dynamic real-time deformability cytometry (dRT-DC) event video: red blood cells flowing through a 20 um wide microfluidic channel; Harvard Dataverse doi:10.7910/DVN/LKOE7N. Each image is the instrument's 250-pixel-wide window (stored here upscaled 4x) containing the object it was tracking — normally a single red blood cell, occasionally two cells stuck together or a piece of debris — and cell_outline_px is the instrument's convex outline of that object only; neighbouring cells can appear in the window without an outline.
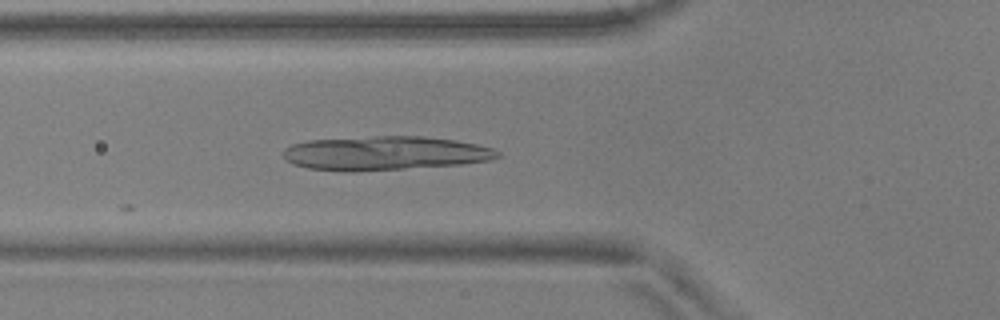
{"species": "common noctule bat (a hibernating species)", "species_latin": "Nyctalus noctula", "temperature_condition": "warm", "stored_images_in_passage": 28, "camera_frame_rate_fps": 3000, "um_per_image_px": 0.085, "animal": {"sex": "male", "body_mass_g": 17.9, "forearm_length_mm": 54.2}, "frame": {"image": 1, "passage_image": 4, "time_ms": 1.0, "image_size_px": [1000, 320], "cell_outline_px": [[500, 156], [492, 160], [460, 164], [356, 172], [344, 172], [308, 168], [292, 164], [280, 152], [284, 148], [292, 144], [308, 140], [376, 136], [424, 136], [456, 140], [476, 144], [492, 148], [500, 152]], "centroid_in_image_um": [32.69, 13.02], "position_along_channel_um": 93.1, "area_um2": 42.71}}
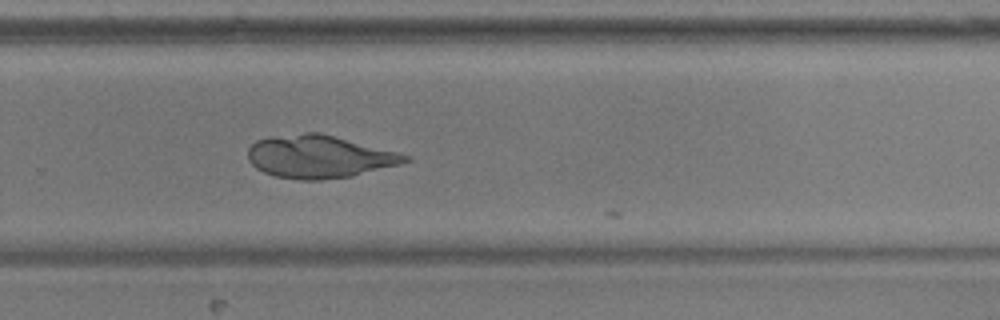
{"frame": {"image": 2, "passage_image": 21, "time_ms": 6.667, "image_size_px": [1000, 320], "cell_outline_px": [[412, 160], [400, 164], [352, 176], [320, 180], [300, 180], [276, 176], [264, 172], [256, 168], [248, 160], [248, 148], [256, 140], [304, 132], [320, 132], [412, 156]], "centroid_in_image_um": [27.15, 13.32], "position_along_channel_um": 302.7, "area_um2": 38.96}}
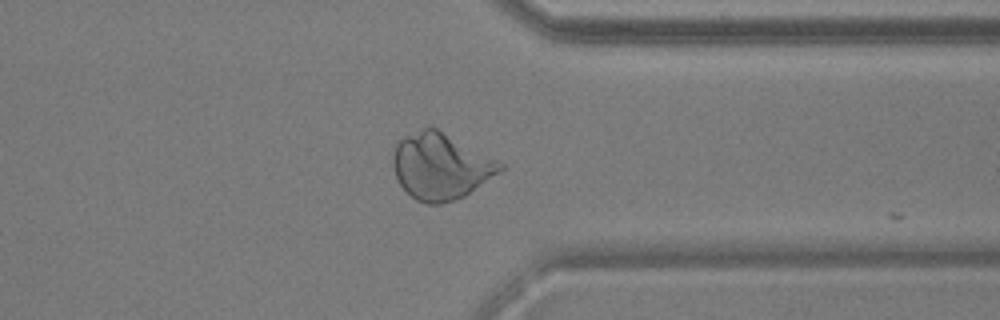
{"frame": {"image": 3, "passage_image": 27, "time_ms": 8.667, "image_size_px": [1000, 320], "cell_outline_px": [[504, 168], [464, 196], [456, 200], [440, 204], [428, 204], [416, 200], [400, 184], [396, 176], [392, 164], [392, 156], [396, 144], [404, 136], [428, 124], [436, 128], [504, 164]], "centroid_in_image_um": [37.41, 14.12], "position_along_channel_um": 374.0, "area_um2": 40.92}}